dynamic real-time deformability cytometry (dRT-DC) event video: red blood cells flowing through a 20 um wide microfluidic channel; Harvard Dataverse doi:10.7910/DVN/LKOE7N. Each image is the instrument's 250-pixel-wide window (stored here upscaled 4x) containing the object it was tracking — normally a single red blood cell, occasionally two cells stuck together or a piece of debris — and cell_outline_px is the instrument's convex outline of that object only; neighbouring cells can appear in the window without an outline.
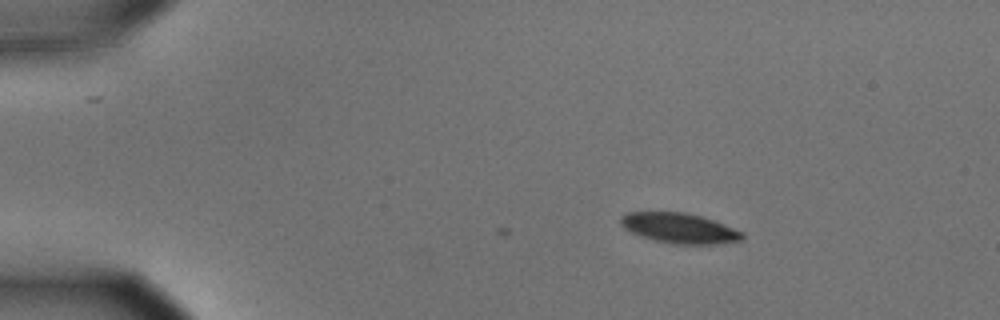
{"species": "common noctule bat (a hibernating species)", "species_latin": "Nyctalus noctula", "temperature_condition": "cold", "stored_images_in_passage": 3, "camera_frame_rate_fps": 3000, "um_per_image_px": 0.085, "animal": {"sex": "male", "body_mass_g": 15.6}, "frame": {"image": 1, "passage_image": 1, "time_ms": 0.0, "image_size_px": [1000, 320], "cell_outline_px": [[744, 236], [740, 240], [712, 244], [676, 244], [656, 240], [640, 236], [624, 228], [620, 224], [620, 216], [628, 212], [684, 212], [700, 216], [712, 220], [744, 232]], "centroid_in_image_um": [57.71, 19.38], "position_along_channel_um": 27.3, "area_um2": 21.1}}